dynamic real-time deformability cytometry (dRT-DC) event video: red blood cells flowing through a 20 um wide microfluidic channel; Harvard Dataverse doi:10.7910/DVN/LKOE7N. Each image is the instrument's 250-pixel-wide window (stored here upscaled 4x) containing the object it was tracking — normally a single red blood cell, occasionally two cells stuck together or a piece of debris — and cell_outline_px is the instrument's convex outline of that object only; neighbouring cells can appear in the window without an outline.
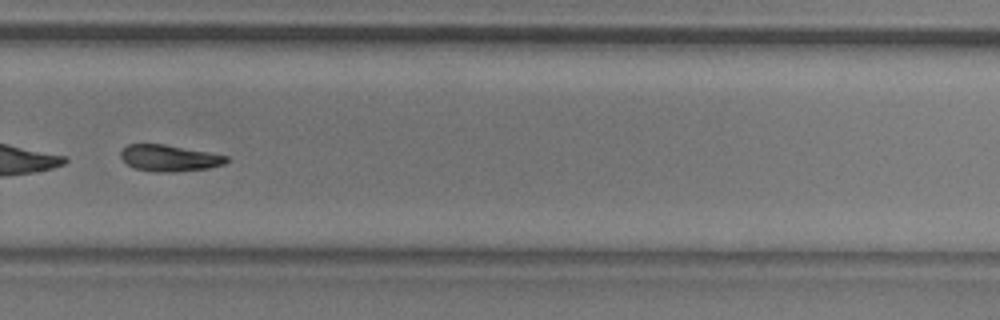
{"species": "common noctule bat (a hibernating species)", "species_latin": "Nyctalus noctula", "temperature_condition": "room temperature", "stored_images_in_passage": 39, "camera_frame_rate_fps": 3000, "um_per_image_px": 0.085, "animal": {"sex": "male", "body_mass_g": 20.5, "forearm_length_mm": 52.5}, "frame": {"image": 1, "passage_image": 23, "time_ms": 7.333, "image_size_px": [1000, 320], "cell_outline_px": [[228, 160], [224, 164], [208, 168], [176, 172], [152, 172], [136, 168], [128, 164], [120, 156], [120, 152], [128, 144], [164, 144], [208, 152], [228, 156]], "centroid_in_image_um": [14.39, 13.44], "position_along_channel_um": 315.4, "area_um2": 16.18}, "authors_computed_cell_mechanics": {"area_um2": 17.1088, "velocity_mm_per_s": 3.7777, "shape_relaxation_time_tau1_ms": 4.4312, "shape_relaxation_time_tau2_ms": null, "deformation_change_tau1": 0.1562, "deformation_change_tau2": null}}